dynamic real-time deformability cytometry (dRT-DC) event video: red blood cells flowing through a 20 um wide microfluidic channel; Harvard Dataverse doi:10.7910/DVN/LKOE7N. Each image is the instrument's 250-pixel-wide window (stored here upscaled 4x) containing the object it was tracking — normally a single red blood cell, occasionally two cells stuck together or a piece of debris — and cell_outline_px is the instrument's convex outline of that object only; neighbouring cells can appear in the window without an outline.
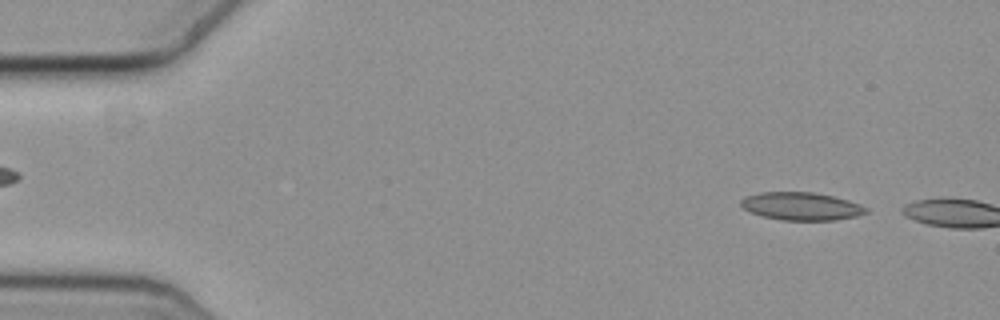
{"species": "common noctule bat (a hibernating species)", "species_latin": "Nyctalus noctula", "temperature_condition": "cold", "stored_images_in_passage": 7, "camera_frame_rate_fps": 3000, "um_per_image_px": 0.085, "animal": {"sex": "female", "body_mass_g": 19.3, "forearm_length_mm": 54.1}, "frame": {"image": 1, "passage_image": 4, "time_ms": 1.0, "image_size_px": [1000, 320], "cell_outline_px": [[868, 212], [856, 216], [836, 220], [780, 220], [764, 216], [752, 212], [744, 208], [740, 204], [740, 200], [744, 196], [760, 192], [812, 192], [832, 196], [848, 200], [860, 204], [868, 208]], "centroid_in_image_um": [68.11, 17.52], "position_along_channel_um": 16.9, "area_um2": 20.29}}